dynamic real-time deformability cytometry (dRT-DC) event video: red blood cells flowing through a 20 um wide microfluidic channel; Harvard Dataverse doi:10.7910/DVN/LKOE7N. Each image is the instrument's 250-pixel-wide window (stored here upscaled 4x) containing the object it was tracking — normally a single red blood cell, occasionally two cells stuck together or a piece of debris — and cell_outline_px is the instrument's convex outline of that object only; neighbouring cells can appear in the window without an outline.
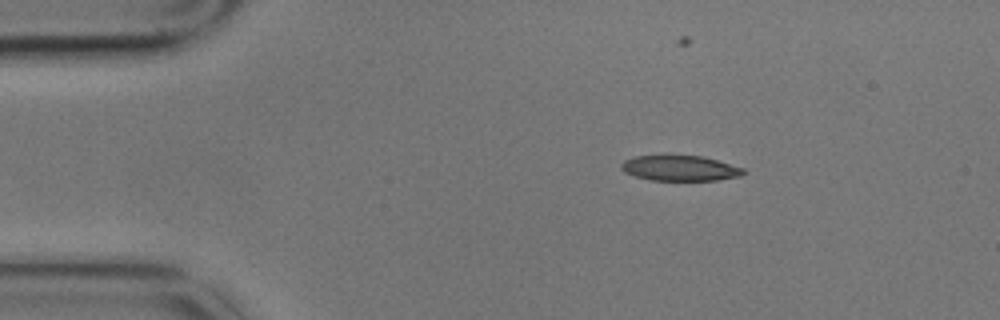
{"species": "common noctule bat (a hibernating species)", "species_latin": "Nyctalus noctula", "temperature_condition": "cold", "stored_images_in_passage": 3, "camera_frame_rate_fps": 3000, "um_per_image_px": 0.085, "animal": {"sex": "male", "body_mass_g": 17.9}, "frame": {"image": 1, "passage_image": 1, "time_ms": 0.0, "image_size_px": [1000, 320], "cell_outline_px": [[748, 172], [740, 176], [716, 180], [652, 180], [636, 176], [624, 172], [620, 168], [620, 164], [624, 160], [632, 156], [664, 152], [704, 156], [744, 168]], "centroid_in_image_um": [57.75, 14.23], "position_along_channel_um": 27.3, "area_um2": 19.07}}
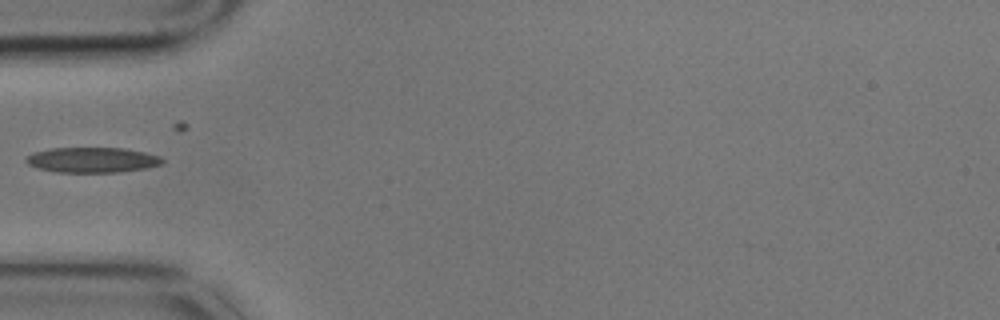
{"frame": {"image": 2, "passage_image": 3, "time_ms": 0.667, "image_size_px": [1000, 320], "cell_outline_px": [[164, 164], [144, 168], [116, 172], [56, 172], [40, 168], [28, 164], [24, 160], [24, 156], [32, 152], [52, 148], [124, 148], [144, 152], [160, 156], [164, 160]], "centroid_in_image_um": [7.82, 13.58], "position_along_channel_um": 77.2, "area_um2": 20.06}}